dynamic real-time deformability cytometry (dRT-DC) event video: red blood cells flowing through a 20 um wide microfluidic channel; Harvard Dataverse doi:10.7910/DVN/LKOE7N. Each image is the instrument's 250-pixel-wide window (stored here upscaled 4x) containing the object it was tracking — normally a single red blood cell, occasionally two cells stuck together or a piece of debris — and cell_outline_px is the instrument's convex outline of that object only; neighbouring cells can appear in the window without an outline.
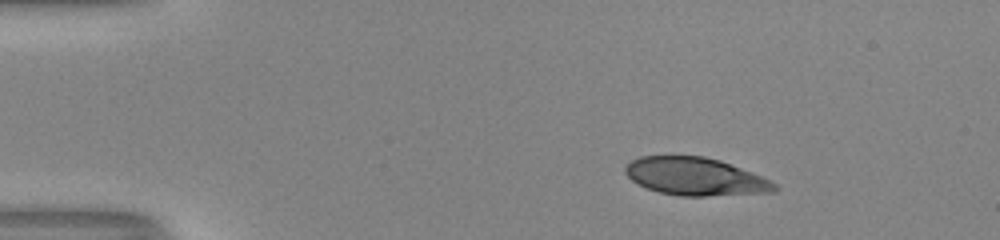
{"species": "human", "species_latin": "Homo sapiens", "temperature_condition": "room temperature", "stored_images_in_passage": 44, "camera_frame_rate_fps": 3000, "um_per_image_px": 0.085, "donor": {"sex": "male"}, "frame": {"image": 1, "passage_image": 1, "time_ms": 0.0, "image_size_px": [1000, 240], "cell_outline_px": [[780, 188], [776, 192], [704, 196], [680, 196], [660, 192], [636, 184], [624, 172], [624, 168], [632, 160], [640, 156], [704, 156], [720, 160], [760, 176], [776, 184]], "centroid_in_image_um": [59.09, 15.01], "position_along_channel_um": 25.9, "area_um2": 32.71}}
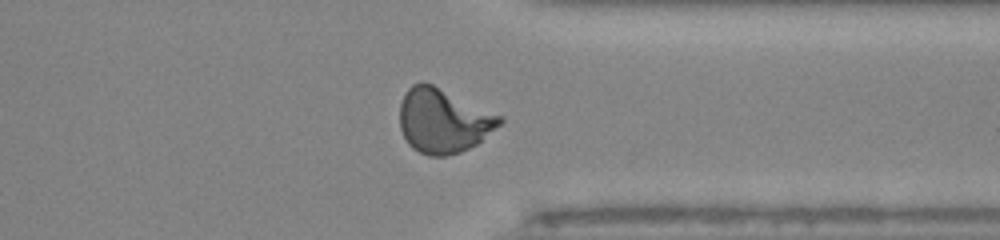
{"frame": {"image": 2, "passage_image": 33, "time_ms": 10.667, "image_size_px": [1000, 240], "cell_outline_px": [[504, 120], [500, 124], [476, 144], [460, 152], [444, 156], [428, 156], [412, 148], [408, 144], [400, 128], [400, 104], [408, 88], [412, 84], [432, 84], [504, 116]], "centroid_in_image_um": [37.68, 10.27], "position_along_channel_um": 373.7, "area_um2": 37.17}}
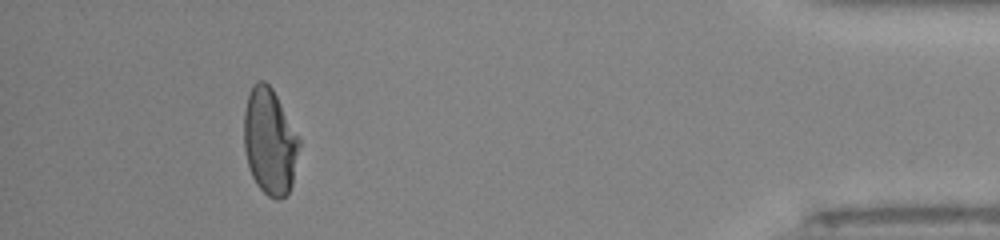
{"frame": {"image": 3, "passage_image": 40, "time_ms": 13.0, "image_size_px": [1000, 240], "cell_outline_px": [[300, 144], [292, 184], [288, 192], [280, 200], [276, 200], [268, 196], [256, 184], [252, 176], [248, 164], [244, 148], [244, 112], [248, 96], [252, 84], [256, 80], [264, 80], [272, 88], [300, 140]], "centroid_in_image_um": [22.91, 12.03], "position_along_channel_um": 412.3, "area_um2": 34.04}, "authors_computed_cell_mechanics": {"area_um2": 35.8071, "velocity_mm_per_s": 4.0797, "shape_relaxation_time_tau1_ms": 6.4405, "shape_relaxation_time_tau2_ms": null, "deformation_change_tau1": 0.2281, "deformation_change_tau2": null}}